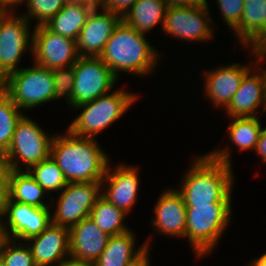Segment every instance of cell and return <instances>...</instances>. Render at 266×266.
Here are the masks:
<instances>
[{
  "label": "cell",
  "instance_id": "obj_28",
  "mask_svg": "<svg viewBox=\"0 0 266 266\" xmlns=\"http://www.w3.org/2000/svg\"><path fill=\"white\" fill-rule=\"evenodd\" d=\"M27 172L48 193V196L53 191L61 192L68 184L62 170L51 157L31 166Z\"/></svg>",
  "mask_w": 266,
  "mask_h": 266
},
{
  "label": "cell",
  "instance_id": "obj_40",
  "mask_svg": "<svg viewBox=\"0 0 266 266\" xmlns=\"http://www.w3.org/2000/svg\"><path fill=\"white\" fill-rule=\"evenodd\" d=\"M149 249L140 257L138 258L135 262H133L131 265L129 266H151V262H150V257H149Z\"/></svg>",
  "mask_w": 266,
  "mask_h": 266
},
{
  "label": "cell",
  "instance_id": "obj_45",
  "mask_svg": "<svg viewBox=\"0 0 266 266\" xmlns=\"http://www.w3.org/2000/svg\"><path fill=\"white\" fill-rule=\"evenodd\" d=\"M262 73H263V79H264V109L263 111H266V70L262 68Z\"/></svg>",
  "mask_w": 266,
  "mask_h": 266
},
{
  "label": "cell",
  "instance_id": "obj_22",
  "mask_svg": "<svg viewBox=\"0 0 266 266\" xmlns=\"http://www.w3.org/2000/svg\"><path fill=\"white\" fill-rule=\"evenodd\" d=\"M93 8L91 4L70 0L44 25L54 33L77 41Z\"/></svg>",
  "mask_w": 266,
  "mask_h": 266
},
{
  "label": "cell",
  "instance_id": "obj_36",
  "mask_svg": "<svg viewBox=\"0 0 266 266\" xmlns=\"http://www.w3.org/2000/svg\"><path fill=\"white\" fill-rule=\"evenodd\" d=\"M10 168L6 154L0 151V194L5 197L7 193L8 174Z\"/></svg>",
  "mask_w": 266,
  "mask_h": 266
},
{
  "label": "cell",
  "instance_id": "obj_20",
  "mask_svg": "<svg viewBox=\"0 0 266 266\" xmlns=\"http://www.w3.org/2000/svg\"><path fill=\"white\" fill-rule=\"evenodd\" d=\"M110 236L90 218L69 228L70 258L94 263L104 251Z\"/></svg>",
  "mask_w": 266,
  "mask_h": 266
},
{
  "label": "cell",
  "instance_id": "obj_27",
  "mask_svg": "<svg viewBox=\"0 0 266 266\" xmlns=\"http://www.w3.org/2000/svg\"><path fill=\"white\" fill-rule=\"evenodd\" d=\"M266 0H244V9L238 26L233 30L244 46L262 27Z\"/></svg>",
  "mask_w": 266,
  "mask_h": 266
},
{
  "label": "cell",
  "instance_id": "obj_39",
  "mask_svg": "<svg viewBox=\"0 0 266 266\" xmlns=\"http://www.w3.org/2000/svg\"><path fill=\"white\" fill-rule=\"evenodd\" d=\"M20 4V0H0V11L13 10Z\"/></svg>",
  "mask_w": 266,
  "mask_h": 266
},
{
  "label": "cell",
  "instance_id": "obj_8",
  "mask_svg": "<svg viewBox=\"0 0 266 266\" xmlns=\"http://www.w3.org/2000/svg\"><path fill=\"white\" fill-rule=\"evenodd\" d=\"M207 3L197 6H169L167 7L164 22L163 33L169 36H175L180 40L191 42H206L211 40L214 34Z\"/></svg>",
  "mask_w": 266,
  "mask_h": 266
},
{
  "label": "cell",
  "instance_id": "obj_15",
  "mask_svg": "<svg viewBox=\"0 0 266 266\" xmlns=\"http://www.w3.org/2000/svg\"><path fill=\"white\" fill-rule=\"evenodd\" d=\"M121 21L122 15L103 7H94L76 41L79 56L99 57Z\"/></svg>",
  "mask_w": 266,
  "mask_h": 266
},
{
  "label": "cell",
  "instance_id": "obj_48",
  "mask_svg": "<svg viewBox=\"0 0 266 266\" xmlns=\"http://www.w3.org/2000/svg\"><path fill=\"white\" fill-rule=\"evenodd\" d=\"M0 266H4L3 261H2V257H1V253H0Z\"/></svg>",
  "mask_w": 266,
  "mask_h": 266
},
{
  "label": "cell",
  "instance_id": "obj_7",
  "mask_svg": "<svg viewBox=\"0 0 266 266\" xmlns=\"http://www.w3.org/2000/svg\"><path fill=\"white\" fill-rule=\"evenodd\" d=\"M33 65L9 74L3 90L22 111L51 102L54 97L51 70Z\"/></svg>",
  "mask_w": 266,
  "mask_h": 266
},
{
  "label": "cell",
  "instance_id": "obj_41",
  "mask_svg": "<svg viewBox=\"0 0 266 266\" xmlns=\"http://www.w3.org/2000/svg\"><path fill=\"white\" fill-rule=\"evenodd\" d=\"M61 266H95L94 263L67 259Z\"/></svg>",
  "mask_w": 266,
  "mask_h": 266
},
{
  "label": "cell",
  "instance_id": "obj_18",
  "mask_svg": "<svg viewBox=\"0 0 266 266\" xmlns=\"http://www.w3.org/2000/svg\"><path fill=\"white\" fill-rule=\"evenodd\" d=\"M254 66L241 65V63H232L227 66H219L214 70H205L204 86L205 95L212 102L214 107H221L224 110L231 102L234 94L239 89L244 75Z\"/></svg>",
  "mask_w": 266,
  "mask_h": 266
},
{
  "label": "cell",
  "instance_id": "obj_23",
  "mask_svg": "<svg viewBox=\"0 0 266 266\" xmlns=\"http://www.w3.org/2000/svg\"><path fill=\"white\" fill-rule=\"evenodd\" d=\"M167 7L165 0H138L122 16V20L137 32L146 34L158 23L163 26Z\"/></svg>",
  "mask_w": 266,
  "mask_h": 266
},
{
  "label": "cell",
  "instance_id": "obj_19",
  "mask_svg": "<svg viewBox=\"0 0 266 266\" xmlns=\"http://www.w3.org/2000/svg\"><path fill=\"white\" fill-rule=\"evenodd\" d=\"M153 212L154 217L151 224L156 232L185 238L186 205L177 188L162 191Z\"/></svg>",
  "mask_w": 266,
  "mask_h": 266
},
{
  "label": "cell",
  "instance_id": "obj_13",
  "mask_svg": "<svg viewBox=\"0 0 266 266\" xmlns=\"http://www.w3.org/2000/svg\"><path fill=\"white\" fill-rule=\"evenodd\" d=\"M32 32L33 63L52 70L74 65L79 58L75 40L54 33L45 25L35 26Z\"/></svg>",
  "mask_w": 266,
  "mask_h": 266
},
{
  "label": "cell",
  "instance_id": "obj_14",
  "mask_svg": "<svg viewBox=\"0 0 266 266\" xmlns=\"http://www.w3.org/2000/svg\"><path fill=\"white\" fill-rule=\"evenodd\" d=\"M249 52H251L250 54H252V56L256 55L255 59L257 60H255L254 67L252 66V69L244 75L239 89L236 91L231 102L227 106L225 111H227V115L229 116L228 118L257 117L261 106H263L261 112H264V79L262 69L259 68L258 64L262 65V61L265 63L266 51ZM259 69L261 71L257 72Z\"/></svg>",
  "mask_w": 266,
  "mask_h": 266
},
{
  "label": "cell",
  "instance_id": "obj_42",
  "mask_svg": "<svg viewBox=\"0 0 266 266\" xmlns=\"http://www.w3.org/2000/svg\"><path fill=\"white\" fill-rule=\"evenodd\" d=\"M248 264L249 266H266V252L258 258H254Z\"/></svg>",
  "mask_w": 266,
  "mask_h": 266
},
{
  "label": "cell",
  "instance_id": "obj_6",
  "mask_svg": "<svg viewBox=\"0 0 266 266\" xmlns=\"http://www.w3.org/2000/svg\"><path fill=\"white\" fill-rule=\"evenodd\" d=\"M53 137L54 134H46L39 124L24 113L5 152L10 170L23 171L22 167L25 166L24 171H27L31 166L48 159Z\"/></svg>",
  "mask_w": 266,
  "mask_h": 266
},
{
  "label": "cell",
  "instance_id": "obj_43",
  "mask_svg": "<svg viewBox=\"0 0 266 266\" xmlns=\"http://www.w3.org/2000/svg\"><path fill=\"white\" fill-rule=\"evenodd\" d=\"M8 75L1 69L0 65V89L4 90L6 83H7Z\"/></svg>",
  "mask_w": 266,
  "mask_h": 266
},
{
  "label": "cell",
  "instance_id": "obj_16",
  "mask_svg": "<svg viewBox=\"0 0 266 266\" xmlns=\"http://www.w3.org/2000/svg\"><path fill=\"white\" fill-rule=\"evenodd\" d=\"M110 167L111 163L108 164L105 176L101 181V195L128 214L137 201L139 172L136 166L123 163L113 168V172Z\"/></svg>",
  "mask_w": 266,
  "mask_h": 266
},
{
  "label": "cell",
  "instance_id": "obj_17",
  "mask_svg": "<svg viewBox=\"0 0 266 266\" xmlns=\"http://www.w3.org/2000/svg\"><path fill=\"white\" fill-rule=\"evenodd\" d=\"M27 241L36 266H61L70 258L69 228L67 227L50 223L39 235Z\"/></svg>",
  "mask_w": 266,
  "mask_h": 266
},
{
  "label": "cell",
  "instance_id": "obj_26",
  "mask_svg": "<svg viewBox=\"0 0 266 266\" xmlns=\"http://www.w3.org/2000/svg\"><path fill=\"white\" fill-rule=\"evenodd\" d=\"M228 137L240 151L254 150L259 140L262 125L258 117H231Z\"/></svg>",
  "mask_w": 266,
  "mask_h": 266
},
{
  "label": "cell",
  "instance_id": "obj_9",
  "mask_svg": "<svg viewBox=\"0 0 266 266\" xmlns=\"http://www.w3.org/2000/svg\"><path fill=\"white\" fill-rule=\"evenodd\" d=\"M13 12L0 11V65L7 75L18 71L22 56L32 52L31 23L21 14L16 16Z\"/></svg>",
  "mask_w": 266,
  "mask_h": 266
},
{
  "label": "cell",
  "instance_id": "obj_12",
  "mask_svg": "<svg viewBox=\"0 0 266 266\" xmlns=\"http://www.w3.org/2000/svg\"><path fill=\"white\" fill-rule=\"evenodd\" d=\"M101 182L68 183L59 193L57 208L51 214V223L71 228L82 219L88 218L90 211L101 196Z\"/></svg>",
  "mask_w": 266,
  "mask_h": 266
},
{
  "label": "cell",
  "instance_id": "obj_24",
  "mask_svg": "<svg viewBox=\"0 0 266 266\" xmlns=\"http://www.w3.org/2000/svg\"><path fill=\"white\" fill-rule=\"evenodd\" d=\"M47 194L27 171L10 170L6 196L19 203L34 207H50L43 199ZM44 200V202L42 201Z\"/></svg>",
  "mask_w": 266,
  "mask_h": 266
},
{
  "label": "cell",
  "instance_id": "obj_32",
  "mask_svg": "<svg viewBox=\"0 0 266 266\" xmlns=\"http://www.w3.org/2000/svg\"><path fill=\"white\" fill-rule=\"evenodd\" d=\"M52 78L54 81L53 100L66 98L69 106L73 108L72 92L74 88V68L73 65L58 69H52Z\"/></svg>",
  "mask_w": 266,
  "mask_h": 266
},
{
  "label": "cell",
  "instance_id": "obj_2",
  "mask_svg": "<svg viewBox=\"0 0 266 266\" xmlns=\"http://www.w3.org/2000/svg\"><path fill=\"white\" fill-rule=\"evenodd\" d=\"M50 157L68 183L101 182L110 163L95 138L78 137L67 129L65 135H54Z\"/></svg>",
  "mask_w": 266,
  "mask_h": 266
},
{
  "label": "cell",
  "instance_id": "obj_25",
  "mask_svg": "<svg viewBox=\"0 0 266 266\" xmlns=\"http://www.w3.org/2000/svg\"><path fill=\"white\" fill-rule=\"evenodd\" d=\"M126 215L128 214L101 195L91 209L89 217L109 236H116L131 230L124 224Z\"/></svg>",
  "mask_w": 266,
  "mask_h": 266
},
{
  "label": "cell",
  "instance_id": "obj_21",
  "mask_svg": "<svg viewBox=\"0 0 266 266\" xmlns=\"http://www.w3.org/2000/svg\"><path fill=\"white\" fill-rule=\"evenodd\" d=\"M132 230L116 236H110L107 245L94 262L95 266H129L140 258L148 249L150 241L136 249V238Z\"/></svg>",
  "mask_w": 266,
  "mask_h": 266
},
{
  "label": "cell",
  "instance_id": "obj_11",
  "mask_svg": "<svg viewBox=\"0 0 266 266\" xmlns=\"http://www.w3.org/2000/svg\"><path fill=\"white\" fill-rule=\"evenodd\" d=\"M51 214L50 207H34L5 196L0 224L6 238L26 242L49 226Z\"/></svg>",
  "mask_w": 266,
  "mask_h": 266
},
{
  "label": "cell",
  "instance_id": "obj_31",
  "mask_svg": "<svg viewBox=\"0 0 266 266\" xmlns=\"http://www.w3.org/2000/svg\"><path fill=\"white\" fill-rule=\"evenodd\" d=\"M4 266H36L32 252L25 241L4 238L0 246Z\"/></svg>",
  "mask_w": 266,
  "mask_h": 266
},
{
  "label": "cell",
  "instance_id": "obj_46",
  "mask_svg": "<svg viewBox=\"0 0 266 266\" xmlns=\"http://www.w3.org/2000/svg\"><path fill=\"white\" fill-rule=\"evenodd\" d=\"M4 238H5L4 232H3V229H2L1 224H0V246H1V243L4 240Z\"/></svg>",
  "mask_w": 266,
  "mask_h": 266
},
{
  "label": "cell",
  "instance_id": "obj_44",
  "mask_svg": "<svg viewBox=\"0 0 266 266\" xmlns=\"http://www.w3.org/2000/svg\"><path fill=\"white\" fill-rule=\"evenodd\" d=\"M72 1L88 3L94 7H101V4H102V0H72Z\"/></svg>",
  "mask_w": 266,
  "mask_h": 266
},
{
  "label": "cell",
  "instance_id": "obj_34",
  "mask_svg": "<svg viewBox=\"0 0 266 266\" xmlns=\"http://www.w3.org/2000/svg\"><path fill=\"white\" fill-rule=\"evenodd\" d=\"M250 51H264L266 49V4L263 27L243 46Z\"/></svg>",
  "mask_w": 266,
  "mask_h": 266
},
{
  "label": "cell",
  "instance_id": "obj_38",
  "mask_svg": "<svg viewBox=\"0 0 266 266\" xmlns=\"http://www.w3.org/2000/svg\"><path fill=\"white\" fill-rule=\"evenodd\" d=\"M167 6H197L207 3V0H165Z\"/></svg>",
  "mask_w": 266,
  "mask_h": 266
},
{
  "label": "cell",
  "instance_id": "obj_29",
  "mask_svg": "<svg viewBox=\"0 0 266 266\" xmlns=\"http://www.w3.org/2000/svg\"><path fill=\"white\" fill-rule=\"evenodd\" d=\"M11 98L0 91V151L6 152L11 144L17 123L23 116Z\"/></svg>",
  "mask_w": 266,
  "mask_h": 266
},
{
  "label": "cell",
  "instance_id": "obj_30",
  "mask_svg": "<svg viewBox=\"0 0 266 266\" xmlns=\"http://www.w3.org/2000/svg\"><path fill=\"white\" fill-rule=\"evenodd\" d=\"M70 0H20L25 3L27 11L22 14L29 22L36 20V25H44L55 16ZM35 18V19H34ZM31 20V21H30Z\"/></svg>",
  "mask_w": 266,
  "mask_h": 266
},
{
  "label": "cell",
  "instance_id": "obj_47",
  "mask_svg": "<svg viewBox=\"0 0 266 266\" xmlns=\"http://www.w3.org/2000/svg\"><path fill=\"white\" fill-rule=\"evenodd\" d=\"M3 198L4 197L0 194V220L2 216Z\"/></svg>",
  "mask_w": 266,
  "mask_h": 266
},
{
  "label": "cell",
  "instance_id": "obj_3",
  "mask_svg": "<svg viewBox=\"0 0 266 266\" xmlns=\"http://www.w3.org/2000/svg\"><path fill=\"white\" fill-rule=\"evenodd\" d=\"M145 35L122 20L106 42L99 57L117 78L121 72L138 77L150 75L156 68L161 55Z\"/></svg>",
  "mask_w": 266,
  "mask_h": 266
},
{
  "label": "cell",
  "instance_id": "obj_35",
  "mask_svg": "<svg viewBox=\"0 0 266 266\" xmlns=\"http://www.w3.org/2000/svg\"><path fill=\"white\" fill-rule=\"evenodd\" d=\"M137 1L138 0H102L101 7L123 16Z\"/></svg>",
  "mask_w": 266,
  "mask_h": 266
},
{
  "label": "cell",
  "instance_id": "obj_33",
  "mask_svg": "<svg viewBox=\"0 0 266 266\" xmlns=\"http://www.w3.org/2000/svg\"><path fill=\"white\" fill-rule=\"evenodd\" d=\"M223 22L234 30L242 17L244 0H217Z\"/></svg>",
  "mask_w": 266,
  "mask_h": 266
},
{
  "label": "cell",
  "instance_id": "obj_1",
  "mask_svg": "<svg viewBox=\"0 0 266 266\" xmlns=\"http://www.w3.org/2000/svg\"><path fill=\"white\" fill-rule=\"evenodd\" d=\"M228 147L216 148L194 159L177 189L185 205H211L232 202L235 184L231 153Z\"/></svg>",
  "mask_w": 266,
  "mask_h": 266
},
{
  "label": "cell",
  "instance_id": "obj_4",
  "mask_svg": "<svg viewBox=\"0 0 266 266\" xmlns=\"http://www.w3.org/2000/svg\"><path fill=\"white\" fill-rule=\"evenodd\" d=\"M137 98L135 93L120 88L75 106L73 109H80L81 113L67 130L78 137L97 138L104 129L121 119Z\"/></svg>",
  "mask_w": 266,
  "mask_h": 266
},
{
  "label": "cell",
  "instance_id": "obj_37",
  "mask_svg": "<svg viewBox=\"0 0 266 266\" xmlns=\"http://www.w3.org/2000/svg\"><path fill=\"white\" fill-rule=\"evenodd\" d=\"M255 152L259 155L263 163L266 162V128H262L259 140L257 142Z\"/></svg>",
  "mask_w": 266,
  "mask_h": 266
},
{
  "label": "cell",
  "instance_id": "obj_5",
  "mask_svg": "<svg viewBox=\"0 0 266 266\" xmlns=\"http://www.w3.org/2000/svg\"><path fill=\"white\" fill-rule=\"evenodd\" d=\"M231 202L211 205H186L185 238L195 256H206L217 246L231 221Z\"/></svg>",
  "mask_w": 266,
  "mask_h": 266
},
{
  "label": "cell",
  "instance_id": "obj_10",
  "mask_svg": "<svg viewBox=\"0 0 266 266\" xmlns=\"http://www.w3.org/2000/svg\"><path fill=\"white\" fill-rule=\"evenodd\" d=\"M73 68V107L111 92L119 80L100 57L79 56Z\"/></svg>",
  "mask_w": 266,
  "mask_h": 266
}]
</instances>
